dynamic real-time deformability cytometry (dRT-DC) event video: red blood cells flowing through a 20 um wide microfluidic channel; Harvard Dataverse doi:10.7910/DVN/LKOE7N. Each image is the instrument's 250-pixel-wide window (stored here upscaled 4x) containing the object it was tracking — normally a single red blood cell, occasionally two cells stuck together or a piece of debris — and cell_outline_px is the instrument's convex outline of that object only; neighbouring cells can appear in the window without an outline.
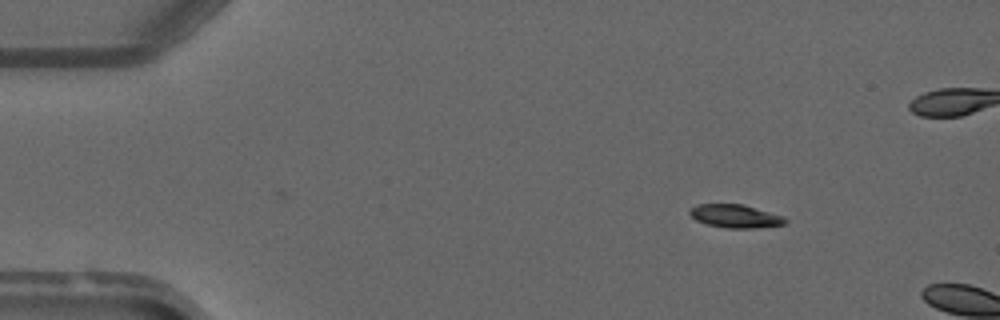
{"species": "common noctule bat (a hibernating species)", "species_latin": "Nyctalus noctula", "temperature_condition": "warm", "stored_images_in_passage": 2, "camera_frame_rate_fps": 3000, "um_per_image_px": 0.085, "animal": {"sex": "male", "forearm_length_mm": 52.5}, "frame": {"image": 1, "passage_image": 1, "time_ms": 0.0, "image_size_px": [1000, 320], "cell_outline_px": [[788, 220], [784, 224], [756, 228], [724, 228], [708, 224], [696, 220], [688, 212], [696, 204], [744, 204], [784, 216]], "centroid_in_image_um": [62.52, 18.37], "position_along_channel_um": 22.5, "area_um2": 12.95}}